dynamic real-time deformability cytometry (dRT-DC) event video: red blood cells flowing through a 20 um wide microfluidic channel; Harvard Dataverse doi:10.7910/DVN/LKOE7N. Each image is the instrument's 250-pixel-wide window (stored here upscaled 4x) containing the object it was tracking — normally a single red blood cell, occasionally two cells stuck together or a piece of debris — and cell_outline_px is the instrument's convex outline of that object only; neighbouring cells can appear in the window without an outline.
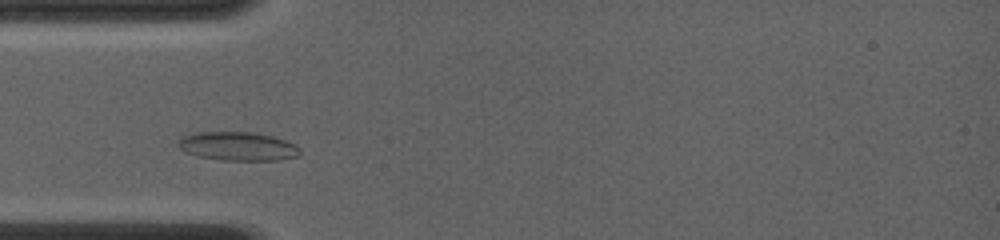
{"species": "common noctule bat (a hibernating species)", "species_latin": "Nyctalus noctula", "temperature_condition": "room temperature", "stored_images_in_passage": 32, "camera_frame_rate_fps": 4000, "um_per_image_px": 0.085, "animal": {"sex": "female", "body_mass_g": 19.0, "forearm_length_mm": 56.7}, "frame": {"image": 1, "passage_image": 6, "time_ms": 1.75, "image_size_px": [1000, 240], "cell_outline_px": [[300, 156], [280, 160], [220, 160], [196, 156], [180, 148], [176, 144], [176, 140], [180, 136], [196, 132], [252, 132], [272, 136], [296, 144], [300, 148]], "centroid_in_image_um": [20.19, 12.43], "position_along_channel_um": 64.8, "area_um2": 20.63}}
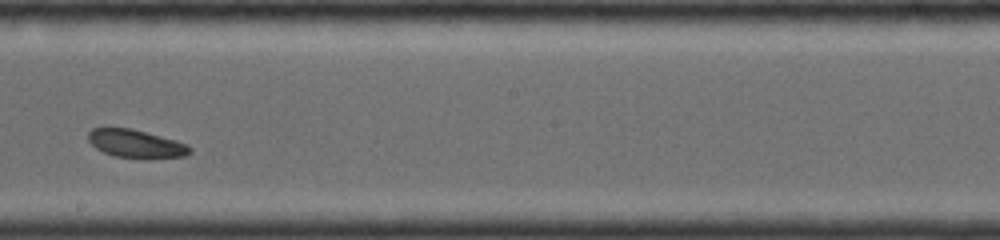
{"frame": {"image": 2, "passage_image": 18, "time_ms": 6.0, "image_size_px": [1000, 240], "cell_outline_px": [[192, 152], [184, 156], [148, 160], [144, 160], [116, 156], [104, 152], [96, 148], [88, 140], [88, 132], [92, 128], [128, 128], [176, 140], [188, 144], [192, 148]], "centroid_in_image_um": [11.6, 12.25], "position_along_channel_um": 236.6, "area_um2": 16.88}}
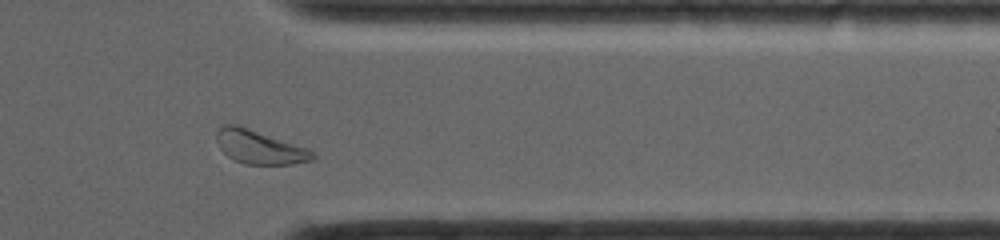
{"frame": {"image": 3, "passage_image": 29, "time_ms": 9.75, "image_size_px": [1000, 240], "cell_outline_px": [[316, 156], [312, 160], [292, 164], [244, 164], [228, 156], [220, 148], [216, 140], [216, 132], [224, 124], [236, 124], [308, 148]], "centroid_in_image_um": [22.05, 12.5], "position_along_channel_um": 389.4, "area_um2": 18.61}, "authors_computed_cell_mechanics": {"area_um2": 17.7735, "velocity_mm_per_s": 4.0594, "shape_relaxation_time_tau1_ms": 1.2384, "shape_relaxation_time_tau2_ms": null, "deformation_change_tau1": 0.07, "deformation_change_tau2": null}}